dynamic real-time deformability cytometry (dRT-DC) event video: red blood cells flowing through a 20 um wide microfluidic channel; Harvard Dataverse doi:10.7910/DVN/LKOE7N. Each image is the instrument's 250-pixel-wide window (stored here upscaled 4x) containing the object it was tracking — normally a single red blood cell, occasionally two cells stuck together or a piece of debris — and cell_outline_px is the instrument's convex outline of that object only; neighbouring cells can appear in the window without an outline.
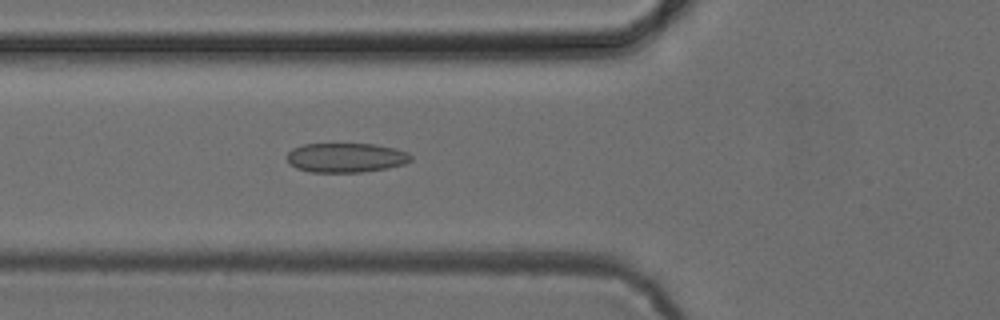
{"species": "common noctule bat (a hibernating species)", "species_latin": "Nyctalus noctula", "temperature_condition": "cold", "stored_images_in_passage": 41, "camera_frame_rate_fps": 3000, "um_per_image_px": 0.085, "animal": {"sex": "female", "body_mass_g": 24.6, "forearm_length_mm": 56.2}, "frame": {"image": 1, "passage_image": 9, "time_ms": 2.667, "image_size_px": [1000, 320], "cell_outline_px": [[412, 160], [404, 164], [388, 168], [360, 172], [312, 172], [296, 168], [288, 164], [288, 152], [292, 148], [304, 144], [372, 144], [392, 148], [408, 152], [412, 156]], "centroid_in_image_um": [29.39, 13.4], "position_along_channel_um": 96.4, "area_um2": 21.21}}
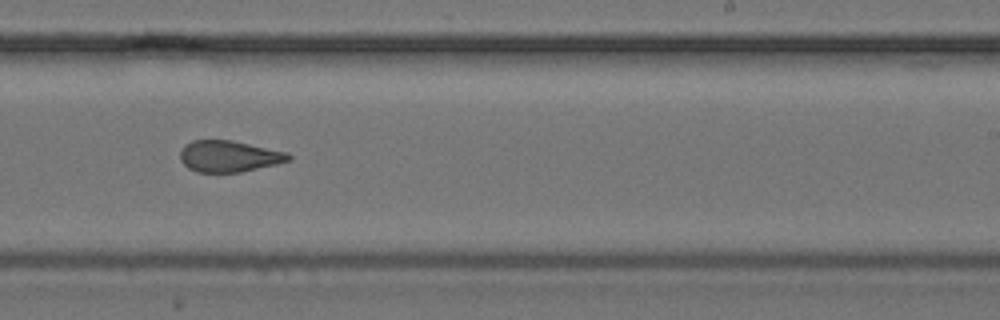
{"frame": {"image": 2, "passage_image": 22, "time_ms": 7.0, "image_size_px": [1000, 320], "cell_outline_px": [[292, 160], [276, 164], [240, 172], [196, 172], [188, 168], [180, 160], [180, 152], [192, 140], [232, 140], [288, 152], [292, 156]], "centroid_in_image_um": [19.49, 13.28], "position_along_channel_um": 269.5, "area_um2": 19.77}}
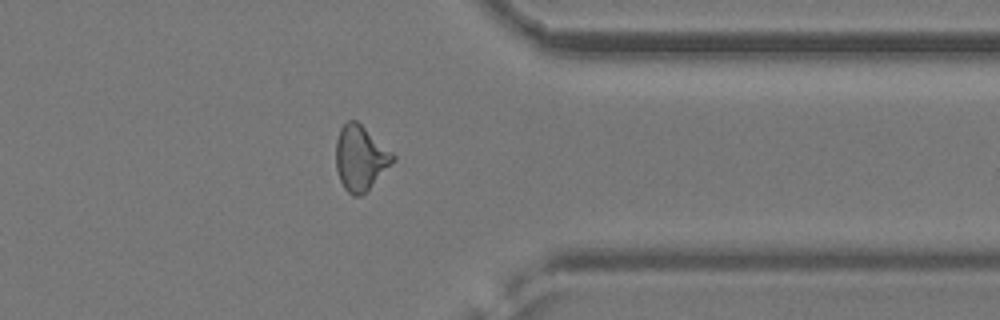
{"frame": {"image": 3, "passage_image": 31, "time_ms": 10.0, "image_size_px": [1000, 320], "cell_outline_px": [[396, 160], [360, 196], [352, 196], [344, 188], [340, 180], [336, 168], [336, 140], [340, 128], [348, 120], [356, 120], [392, 152], [396, 156]], "centroid_in_image_um": [30.62, 13.42], "position_along_channel_um": 380.8, "area_um2": 21.27}}